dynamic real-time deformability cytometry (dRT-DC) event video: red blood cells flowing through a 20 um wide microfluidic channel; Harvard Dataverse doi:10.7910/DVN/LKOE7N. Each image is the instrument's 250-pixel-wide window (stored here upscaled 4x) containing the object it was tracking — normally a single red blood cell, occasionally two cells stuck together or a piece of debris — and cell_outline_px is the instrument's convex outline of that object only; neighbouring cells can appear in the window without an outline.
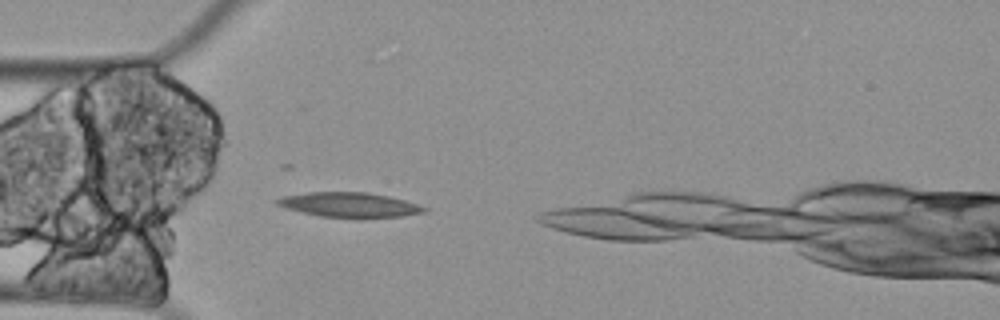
{"species": "Egyptian fruit bat (a non-hibernating species)", "species_latin": "Rousettus aegyptiacus", "temperature_condition": "cold", "stored_images_in_passage": 2, "camera_frame_rate_fps": 3000, "um_per_image_px": 0.085, "animal": {"sex": "female"}, "frame": {"image": 1, "passage_image": 2, "time_ms": 0.333, "image_size_px": [1000, 320], "cell_outline_px": [[428, 208], [424, 212], [400, 216], [360, 220], [320, 216], [288, 208], [276, 204], [276, 200], [280, 196], [308, 192], [368, 192], [388, 196], [404, 200]], "centroid_in_image_um": [29.71, 17.43], "position_along_channel_um": 55.3, "area_um2": 21.56}}